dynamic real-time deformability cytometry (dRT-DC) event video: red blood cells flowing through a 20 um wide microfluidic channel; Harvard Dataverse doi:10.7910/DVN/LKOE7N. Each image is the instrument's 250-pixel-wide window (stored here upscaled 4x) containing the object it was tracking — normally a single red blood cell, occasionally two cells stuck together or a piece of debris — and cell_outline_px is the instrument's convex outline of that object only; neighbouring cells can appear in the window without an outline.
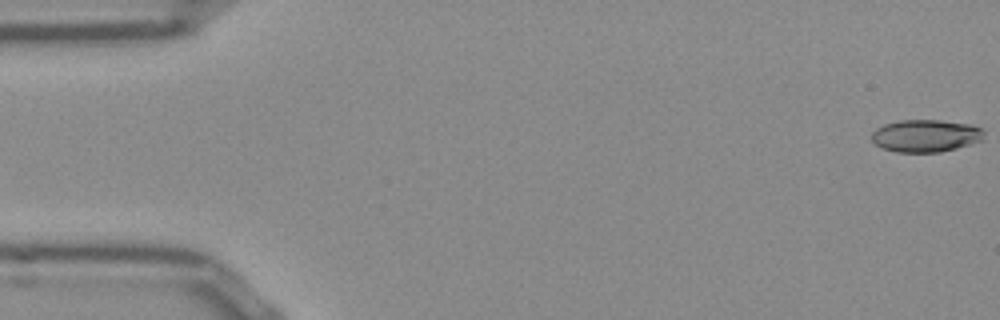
{"species": "Egyptian fruit bat (a non-hibernating species)", "species_latin": "Rousettus aegyptiacus", "temperature_condition": "room temperature", "stored_images_in_passage": 16, "camera_frame_rate_fps": 3000, "um_per_image_px": 0.085, "frame": {"image": 1, "passage_image": 1, "time_ms": 0.0, "image_size_px": [1000, 320], "cell_outline_px": [[984, 140], [956, 148], [940, 152], [896, 152], [884, 148], [876, 144], [872, 140], [872, 132], [876, 128], [884, 124], [900, 120], [940, 120], [972, 124], [984, 128]], "centroid_in_image_um": [78.73, 11.53], "position_along_channel_um": 6.3, "area_um2": 21.39}}
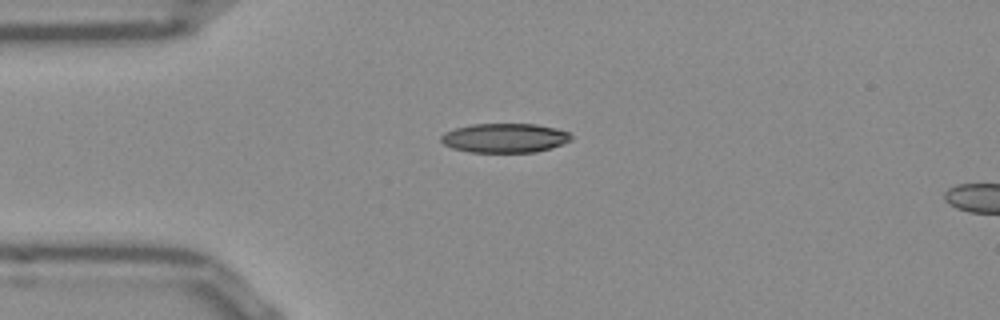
{"frame": {"image": 2, "passage_image": 13, "time_ms": 4.0, "image_size_px": [1000, 320], "cell_outline_px": [[572, 140], [552, 148], [536, 152], [468, 152], [452, 148], [444, 144], [440, 140], [440, 136], [444, 132], [456, 128], [472, 124], [536, 124], [556, 128], [568, 132], [572, 136]], "centroid_in_image_um": [42.9, 11.73], "position_along_channel_um": 42.1, "area_um2": 22.31}}